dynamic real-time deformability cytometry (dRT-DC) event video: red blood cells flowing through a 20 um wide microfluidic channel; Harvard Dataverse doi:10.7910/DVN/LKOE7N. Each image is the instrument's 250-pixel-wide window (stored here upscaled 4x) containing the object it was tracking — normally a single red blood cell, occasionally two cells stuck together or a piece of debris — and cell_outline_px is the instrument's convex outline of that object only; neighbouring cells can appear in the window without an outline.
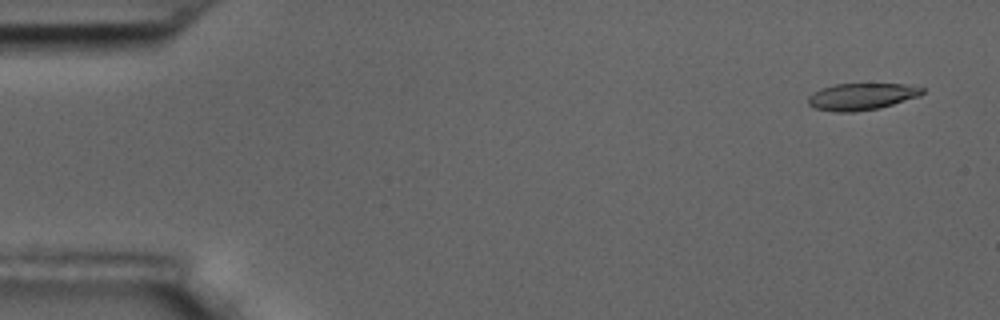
{"species": "common noctule bat (a hibernating species)", "species_latin": "Nyctalus noctula", "temperature_condition": "room temperature", "stored_images_in_passage": 4, "camera_frame_rate_fps": 3000, "um_per_image_px": 0.085, "animal": {"sex": "male", "body_mass_g": 17.5, "forearm_length_mm": 52.3}, "frame": {"image": 1, "passage_image": 1, "time_ms": 0.0, "image_size_px": [1000, 320], "cell_outline_px": [[924, 92], [920, 96], [880, 108], [852, 112], [832, 112], [816, 108], [808, 104], [808, 96], [812, 92], [820, 88], [836, 84], [908, 84], [924, 88]], "centroid_in_image_um": [73.23, 8.2], "position_along_channel_um": 11.8, "area_um2": 17.98}}
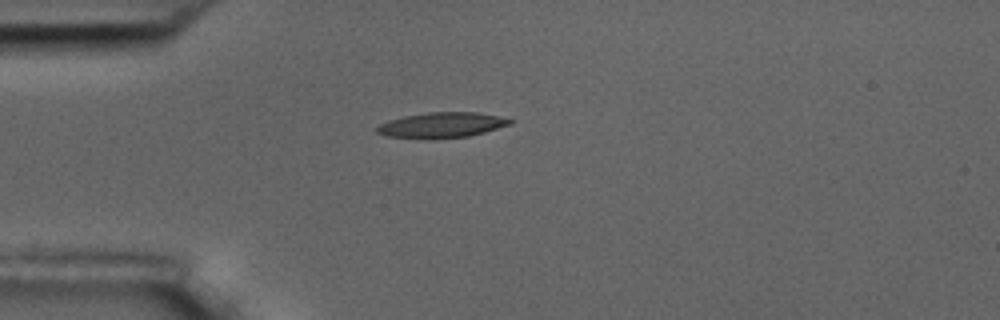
{"frame": {"image": 2, "passage_image": 4, "time_ms": 4.0, "image_size_px": [1000, 320], "cell_outline_px": [[512, 124], [484, 132], [468, 136], [432, 140], [424, 140], [384, 136], [376, 132], [376, 128], [380, 124], [388, 120], [404, 116], [428, 112], [476, 112], [496, 116], [512, 120]], "centroid_in_image_um": [37.47, 10.65], "position_along_channel_um": 47.5, "area_um2": 19.94}}